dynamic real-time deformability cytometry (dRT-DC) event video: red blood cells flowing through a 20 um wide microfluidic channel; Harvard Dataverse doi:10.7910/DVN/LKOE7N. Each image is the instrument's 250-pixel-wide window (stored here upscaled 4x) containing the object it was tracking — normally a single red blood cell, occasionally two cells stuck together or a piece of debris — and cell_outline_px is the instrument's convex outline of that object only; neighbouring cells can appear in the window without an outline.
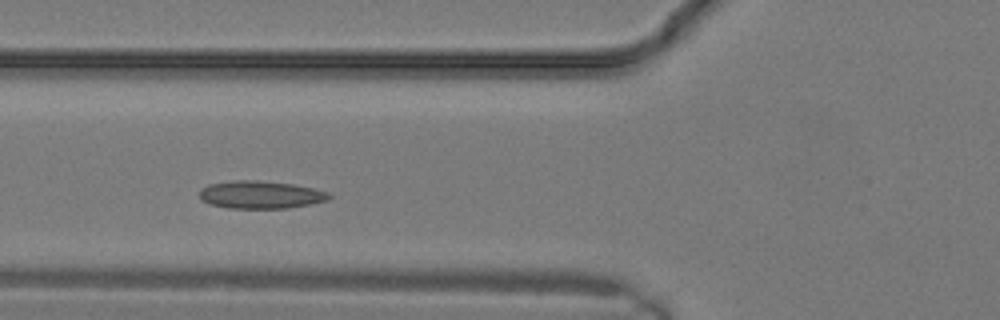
{"species": "common noctule bat (a hibernating species)", "species_latin": "Nyctalus noctula", "temperature_condition": "warm", "stored_images_in_passage": 12, "camera_frame_rate_fps": 3000, "um_per_image_px": 0.085, "animal": {"sex": "male", "body_mass_g": 19.2, "forearm_length_mm": 51.8}, "frame": {"image": 1, "passage_image": 6, "time_ms": 1.667, "image_size_px": [1000, 320], "cell_outline_px": [[332, 196], [328, 200], [288, 208], [228, 208], [208, 204], [200, 200], [200, 188], [208, 184], [236, 180], [256, 180], [292, 184], [312, 188], [328, 192]], "centroid_in_image_um": [22.1, 16.55], "position_along_channel_um": 103.7, "area_um2": 20.92}}
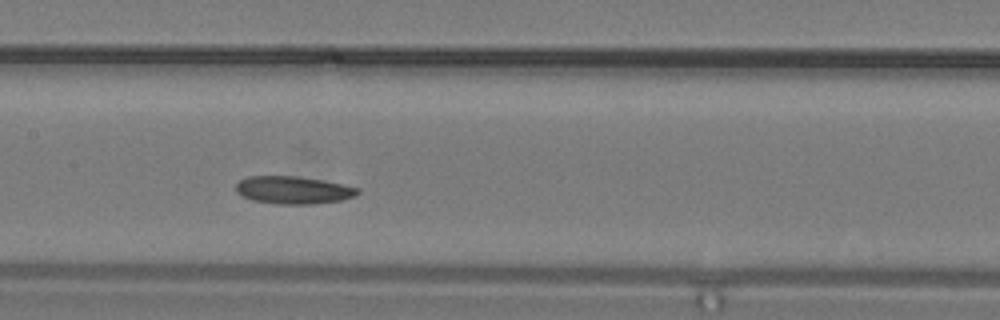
{"frame": {"image": 2, "passage_image": 9, "time_ms": 2.667, "image_size_px": [1000, 320], "cell_outline_px": [[360, 192], [356, 196], [340, 200], [312, 204], [276, 204], [252, 200], [240, 196], [236, 192], [236, 184], [240, 180], [248, 176], [296, 176], [344, 184], [360, 188]], "centroid_in_image_um": [24.92, 16.16], "position_along_channel_um": 182.5, "area_um2": 19.71}}
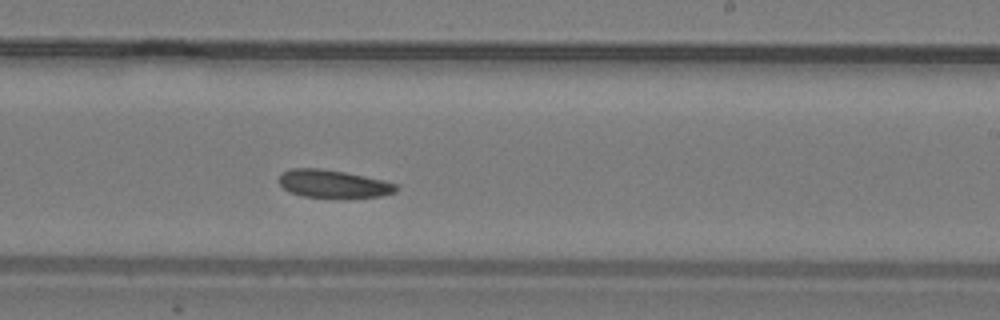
{"frame": {"image": 3, "passage_image": 12, "time_ms": 3.667, "image_size_px": [1000, 320], "cell_outline_px": [[396, 192], [380, 196], [340, 200], [304, 196], [292, 192], [284, 188], [280, 184], [280, 176], [284, 172], [292, 168], [320, 168], [344, 172], [384, 180], [396, 184]], "centroid_in_image_um": [28.37, 15.66], "position_along_channel_um": 260.6, "area_um2": 19.36}}